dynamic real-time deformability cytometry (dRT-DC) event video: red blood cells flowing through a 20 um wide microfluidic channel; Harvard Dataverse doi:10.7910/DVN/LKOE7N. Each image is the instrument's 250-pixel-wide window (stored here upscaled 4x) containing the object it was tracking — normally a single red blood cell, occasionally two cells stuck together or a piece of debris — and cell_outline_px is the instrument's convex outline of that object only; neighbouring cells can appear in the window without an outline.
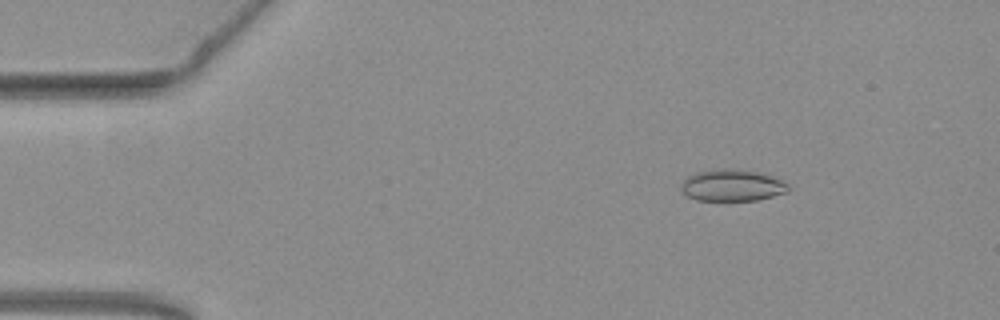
{"species": "common noctule bat (a hibernating species)", "species_latin": "Nyctalus noctula", "temperature_condition": "warm", "stored_images_in_passage": 51, "camera_frame_rate_fps": 3000, "um_per_image_px": 0.085, "animal": {"sex": "female", "body_mass_g": 19.3, "forearm_length_mm": 54.1}, "frame": {"image": 1, "passage_image": 4, "time_ms": 1.0, "image_size_px": [1000, 320], "cell_outline_px": [[788, 192], [756, 200], [696, 200], [688, 196], [680, 188], [680, 184], [688, 176], [700, 172], [720, 168], [728, 168], [756, 172], [772, 176], [788, 184]], "centroid_in_image_um": [62.22, 15.76], "position_along_channel_um": 22.8, "area_um2": 19.48}}
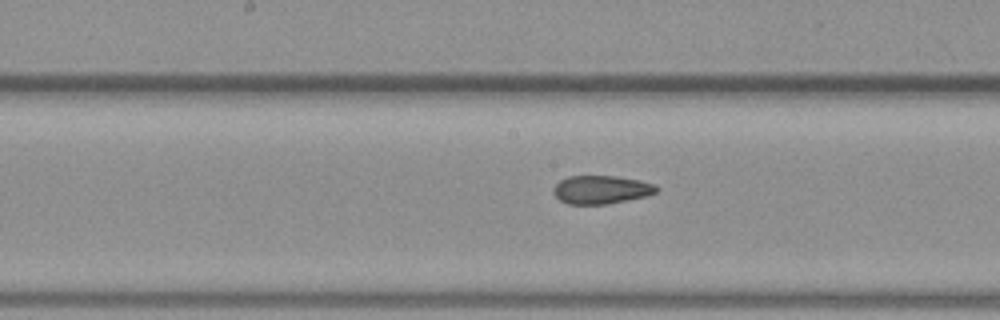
{"frame": {"image": 2, "passage_image": 24, "time_ms": 7.667, "image_size_px": [1000, 320], "cell_outline_px": [[660, 188], [656, 192], [648, 196], [608, 204], [568, 204], [560, 200], [552, 192], [552, 188], [560, 180], [568, 176], [616, 176], [640, 180], [652, 184]], "centroid_in_image_um": [51.1, 16.12], "position_along_channel_um": 197.1, "area_um2": 17.11}}
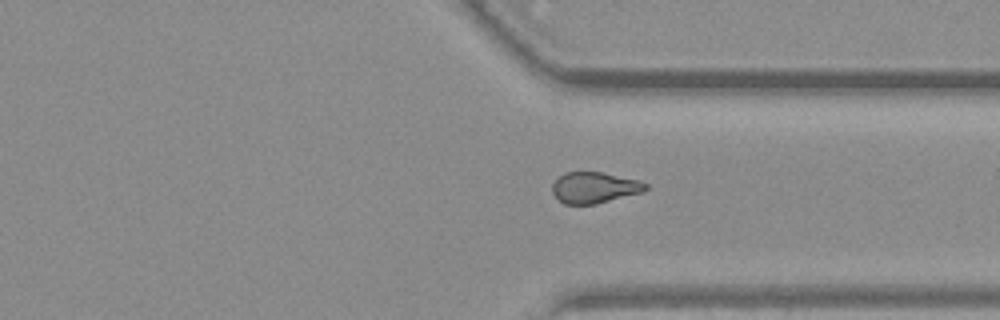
{"frame": {"image": 3, "passage_image": 37, "time_ms": 12.0, "image_size_px": [1000, 320], "cell_outline_px": [[648, 188], [644, 192], [596, 204], [564, 204], [552, 192], [552, 184], [564, 172], [600, 172], [636, 180], [648, 184]], "centroid_in_image_um": [50.53, 15.95], "position_along_channel_um": 360.9, "area_um2": 16.76}, "authors_computed_cell_mechanics": {"area_um2": 17.5134, "velocity_mm_per_s": 3.7874, "shape_relaxation_time_tau1_ms": null, "shape_relaxation_time_tau2_ms": 3.0529, "deformation_change_tau1": null, "deformation_change_tau2": 0.0855}}